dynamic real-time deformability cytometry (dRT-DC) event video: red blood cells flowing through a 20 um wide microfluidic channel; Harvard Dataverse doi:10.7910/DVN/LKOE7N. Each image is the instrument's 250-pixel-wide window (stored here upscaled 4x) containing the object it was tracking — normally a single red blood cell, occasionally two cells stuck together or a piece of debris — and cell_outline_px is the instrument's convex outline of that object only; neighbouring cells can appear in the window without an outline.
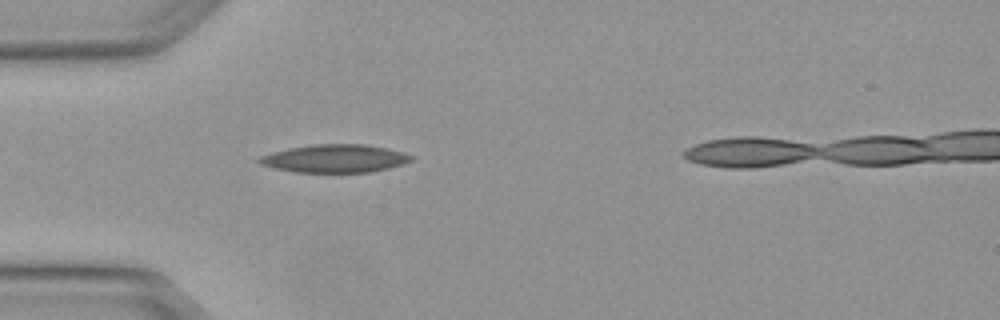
{"species": "Egyptian fruit bat (a non-hibernating species)", "species_latin": "Rousettus aegyptiacus", "temperature_condition": "warm", "stored_images_in_passage": 2, "segment_of_instrument_passage": [1, 2], "camera_frame_rate_fps": 3000, "um_per_image_px": 0.085, "animal": {"sex": "female"}, "frame": {"image": 1, "passage_image": 1, "time_ms": 0.0, "image_size_px": [1000, 320], "cell_outline_px": [[412, 160], [404, 164], [372, 172], [296, 172], [276, 168], [260, 164], [256, 160], [260, 156], [272, 152], [288, 148], [312, 144], [364, 144], [384, 148], [400, 152], [412, 156]], "centroid_in_image_um": [28.43, 13.47], "position_along_channel_um": 56.6, "area_um2": 24.62}}